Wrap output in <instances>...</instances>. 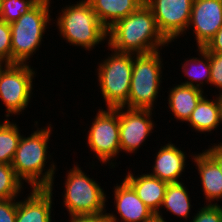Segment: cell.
Returning a JSON list of instances; mask_svg holds the SVG:
<instances>
[{"label": "cell", "mask_w": 222, "mask_h": 222, "mask_svg": "<svg viewBox=\"0 0 222 222\" xmlns=\"http://www.w3.org/2000/svg\"><path fill=\"white\" fill-rule=\"evenodd\" d=\"M108 46L117 52L147 54L168 44L151 9L144 3L107 30Z\"/></svg>", "instance_id": "obj_1"}, {"label": "cell", "mask_w": 222, "mask_h": 222, "mask_svg": "<svg viewBox=\"0 0 222 222\" xmlns=\"http://www.w3.org/2000/svg\"><path fill=\"white\" fill-rule=\"evenodd\" d=\"M47 128L37 130L27 138L21 136L11 163L16 176L21 181H28L33 188H52L53 185L54 164L42 175L51 134V128Z\"/></svg>", "instance_id": "obj_2"}, {"label": "cell", "mask_w": 222, "mask_h": 222, "mask_svg": "<svg viewBox=\"0 0 222 222\" xmlns=\"http://www.w3.org/2000/svg\"><path fill=\"white\" fill-rule=\"evenodd\" d=\"M63 10L57 25L62 37L74 46L89 50L108 36L107 29L98 20L88 0Z\"/></svg>", "instance_id": "obj_3"}, {"label": "cell", "mask_w": 222, "mask_h": 222, "mask_svg": "<svg viewBox=\"0 0 222 222\" xmlns=\"http://www.w3.org/2000/svg\"><path fill=\"white\" fill-rule=\"evenodd\" d=\"M49 0H40L17 21L10 24L12 64H24L41 44L50 21Z\"/></svg>", "instance_id": "obj_4"}, {"label": "cell", "mask_w": 222, "mask_h": 222, "mask_svg": "<svg viewBox=\"0 0 222 222\" xmlns=\"http://www.w3.org/2000/svg\"><path fill=\"white\" fill-rule=\"evenodd\" d=\"M159 51L136 54L128 101L122 106L129 109L153 110L152 105L158 94L161 77Z\"/></svg>", "instance_id": "obj_5"}, {"label": "cell", "mask_w": 222, "mask_h": 222, "mask_svg": "<svg viewBox=\"0 0 222 222\" xmlns=\"http://www.w3.org/2000/svg\"><path fill=\"white\" fill-rule=\"evenodd\" d=\"M100 64L98 80L108 108L122 107L129 98L133 53L117 52Z\"/></svg>", "instance_id": "obj_6"}, {"label": "cell", "mask_w": 222, "mask_h": 222, "mask_svg": "<svg viewBox=\"0 0 222 222\" xmlns=\"http://www.w3.org/2000/svg\"><path fill=\"white\" fill-rule=\"evenodd\" d=\"M64 205L70 215L104 214L105 194L103 189L78 166L67 174Z\"/></svg>", "instance_id": "obj_7"}, {"label": "cell", "mask_w": 222, "mask_h": 222, "mask_svg": "<svg viewBox=\"0 0 222 222\" xmlns=\"http://www.w3.org/2000/svg\"><path fill=\"white\" fill-rule=\"evenodd\" d=\"M0 66V98L9 117L27 107L32 91L33 69L27 64H5Z\"/></svg>", "instance_id": "obj_8"}, {"label": "cell", "mask_w": 222, "mask_h": 222, "mask_svg": "<svg viewBox=\"0 0 222 222\" xmlns=\"http://www.w3.org/2000/svg\"><path fill=\"white\" fill-rule=\"evenodd\" d=\"M107 110L98 111L88 135L89 146L103 163L121 151L119 107L107 108Z\"/></svg>", "instance_id": "obj_9"}, {"label": "cell", "mask_w": 222, "mask_h": 222, "mask_svg": "<svg viewBox=\"0 0 222 222\" xmlns=\"http://www.w3.org/2000/svg\"><path fill=\"white\" fill-rule=\"evenodd\" d=\"M193 0H147L157 26L163 36L171 42L183 34L190 21Z\"/></svg>", "instance_id": "obj_10"}, {"label": "cell", "mask_w": 222, "mask_h": 222, "mask_svg": "<svg viewBox=\"0 0 222 222\" xmlns=\"http://www.w3.org/2000/svg\"><path fill=\"white\" fill-rule=\"evenodd\" d=\"M119 107V137L121 150L133 152L138 149L153 130L151 110ZM122 111V112H121Z\"/></svg>", "instance_id": "obj_11"}, {"label": "cell", "mask_w": 222, "mask_h": 222, "mask_svg": "<svg viewBox=\"0 0 222 222\" xmlns=\"http://www.w3.org/2000/svg\"><path fill=\"white\" fill-rule=\"evenodd\" d=\"M189 25L194 26L198 48L205 47L222 27V0H193Z\"/></svg>", "instance_id": "obj_12"}, {"label": "cell", "mask_w": 222, "mask_h": 222, "mask_svg": "<svg viewBox=\"0 0 222 222\" xmlns=\"http://www.w3.org/2000/svg\"><path fill=\"white\" fill-rule=\"evenodd\" d=\"M116 210L125 222H149L156 214L137 196L134 189L124 180L114 190Z\"/></svg>", "instance_id": "obj_13"}, {"label": "cell", "mask_w": 222, "mask_h": 222, "mask_svg": "<svg viewBox=\"0 0 222 222\" xmlns=\"http://www.w3.org/2000/svg\"><path fill=\"white\" fill-rule=\"evenodd\" d=\"M52 188H33L31 195L17 202L16 222H51Z\"/></svg>", "instance_id": "obj_14"}, {"label": "cell", "mask_w": 222, "mask_h": 222, "mask_svg": "<svg viewBox=\"0 0 222 222\" xmlns=\"http://www.w3.org/2000/svg\"><path fill=\"white\" fill-rule=\"evenodd\" d=\"M124 180L134 189L144 204L156 214V217L162 218L159 209L168 183L149 174L134 177L130 172Z\"/></svg>", "instance_id": "obj_15"}, {"label": "cell", "mask_w": 222, "mask_h": 222, "mask_svg": "<svg viewBox=\"0 0 222 222\" xmlns=\"http://www.w3.org/2000/svg\"><path fill=\"white\" fill-rule=\"evenodd\" d=\"M185 158L184 152L168 143L159 150L153 167L154 172L149 175L167 183H178L185 167Z\"/></svg>", "instance_id": "obj_16"}, {"label": "cell", "mask_w": 222, "mask_h": 222, "mask_svg": "<svg viewBox=\"0 0 222 222\" xmlns=\"http://www.w3.org/2000/svg\"><path fill=\"white\" fill-rule=\"evenodd\" d=\"M98 20L108 30L116 22L136 11L143 0H88ZM109 19V20H108Z\"/></svg>", "instance_id": "obj_17"}, {"label": "cell", "mask_w": 222, "mask_h": 222, "mask_svg": "<svg viewBox=\"0 0 222 222\" xmlns=\"http://www.w3.org/2000/svg\"><path fill=\"white\" fill-rule=\"evenodd\" d=\"M206 200L222 198V173L217 162L206 152L194 156Z\"/></svg>", "instance_id": "obj_18"}, {"label": "cell", "mask_w": 222, "mask_h": 222, "mask_svg": "<svg viewBox=\"0 0 222 222\" xmlns=\"http://www.w3.org/2000/svg\"><path fill=\"white\" fill-rule=\"evenodd\" d=\"M200 88L177 85L171 89L169 94V106L174 116L182 121H188L198 102L203 97Z\"/></svg>", "instance_id": "obj_19"}, {"label": "cell", "mask_w": 222, "mask_h": 222, "mask_svg": "<svg viewBox=\"0 0 222 222\" xmlns=\"http://www.w3.org/2000/svg\"><path fill=\"white\" fill-rule=\"evenodd\" d=\"M204 97L200 99L187 122L197 131L210 132L222 121V105L220 96L216 102Z\"/></svg>", "instance_id": "obj_20"}, {"label": "cell", "mask_w": 222, "mask_h": 222, "mask_svg": "<svg viewBox=\"0 0 222 222\" xmlns=\"http://www.w3.org/2000/svg\"><path fill=\"white\" fill-rule=\"evenodd\" d=\"M178 216L187 218L190 212V198L182 182L168 183L162 205Z\"/></svg>", "instance_id": "obj_21"}, {"label": "cell", "mask_w": 222, "mask_h": 222, "mask_svg": "<svg viewBox=\"0 0 222 222\" xmlns=\"http://www.w3.org/2000/svg\"><path fill=\"white\" fill-rule=\"evenodd\" d=\"M21 135L16 124L7 119L0 124V164L11 165Z\"/></svg>", "instance_id": "obj_22"}, {"label": "cell", "mask_w": 222, "mask_h": 222, "mask_svg": "<svg viewBox=\"0 0 222 222\" xmlns=\"http://www.w3.org/2000/svg\"><path fill=\"white\" fill-rule=\"evenodd\" d=\"M199 53L203 56V59L206 60V62L197 58L190 59L191 66H193L192 63L195 64L194 65L195 67H192V70H191L188 67V65H190L189 60L188 61L186 60L187 63L183 64L182 68L185 74L190 78V81L183 83V85L200 88L201 87L200 84H203L202 80L204 79H206L205 81L206 83L208 82L210 83V77H211L210 52H208L205 48H199ZM192 81H195V82L200 81V83L195 85L194 82Z\"/></svg>", "instance_id": "obj_23"}, {"label": "cell", "mask_w": 222, "mask_h": 222, "mask_svg": "<svg viewBox=\"0 0 222 222\" xmlns=\"http://www.w3.org/2000/svg\"><path fill=\"white\" fill-rule=\"evenodd\" d=\"M21 183L12 165L0 164V200L15 198L22 187Z\"/></svg>", "instance_id": "obj_24"}, {"label": "cell", "mask_w": 222, "mask_h": 222, "mask_svg": "<svg viewBox=\"0 0 222 222\" xmlns=\"http://www.w3.org/2000/svg\"><path fill=\"white\" fill-rule=\"evenodd\" d=\"M40 0H3L0 19L11 24L33 8Z\"/></svg>", "instance_id": "obj_25"}, {"label": "cell", "mask_w": 222, "mask_h": 222, "mask_svg": "<svg viewBox=\"0 0 222 222\" xmlns=\"http://www.w3.org/2000/svg\"><path fill=\"white\" fill-rule=\"evenodd\" d=\"M12 64L11 27L0 19V63Z\"/></svg>", "instance_id": "obj_26"}, {"label": "cell", "mask_w": 222, "mask_h": 222, "mask_svg": "<svg viewBox=\"0 0 222 222\" xmlns=\"http://www.w3.org/2000/svg\"><path fill=\"white\" fill-rule=\"evenodd\" d=\"M191 222H222V207L216 203L207 204V206L200 209Z\"/></svg>", "instance_id": "obj_27"}, {"label": "cell", "mask_w": 222, "mask_h": 222, "mask_svg": "<svg viewBox=\"0 0 222 222\" xmlns=\"http://www.w3.org/2000/svg\"><path fill=\"white\" fill-rule=\"evenodd\" d=\"M210 68V84L222 89V53L210 52Z\"/></svg>", "instance_id": "obj_28"}, {"label": "cell", "mask_w": 222, "mask_h": 222, "mask_svg": "<svg viewBox=\"0 0 222 222\" xmlns=\"http://www.w3.org/2000/svg\"><path fill=\"white\" fill-rule=\"evenodd\" d=\"M12 199L0 200V222H16L17 202Z\"/></svg>", "instance_id": "obj_29"}, {"label": "cell", "mask_w": 222, "mask_h": 222, "mask_svg": "<svg viewBox=\"0 0 222 222\" xmlns=\"http://www.w3.org/2000/svg\"><path fill=\"white\" fill-rule=\"evenodd\" d=\"M203 48H205L208 52L222 53V27Z\"/></svg>", "instance_id": "obj_30"}, {"label": "cell", "mask_w": 222, "mask_h": 222, "mask_svg": "<svg viewBox=\"0 0 222 222\" xmlns=\"http://www.w3.org/2000/svg\"><path fill=\"white\" fill-rule=\"evenodd\" d=\"M71 222H101L106 214L72 215Z\"/></svg>", "instance_id": "obj_31"}, {"label": "cell", "mask_w": 222, "mask_h": 222, "mask_svg": "<svg viewBox=\"0 0 222 222\" xmlns=\"http://www.w3.org/2000/svg\"><path fill=\"white\" fill-rule=\"evenodd\" d=\"M206 152L217 162L222 173V143L212 146L209 150H206Z\"/></svg>", "instance_id": "obj_32"}, {"label": "cell", "mask_w": 222, "mask_h": 222, "mask_svg": "<svg viewBox=\"0 0 222 222\" xmlns=\"http://www.w3.org/2000/svg\"><path fill=\"white\" fill-rule=\"evenodd\" d=\"M101 222H118V220L114 215L106 213V217Z\"/></svg>", "instance_id": "obj_33"}, {"label": "cell", "mask_w": 222, "mask_h": 222, "mask_svg": "<svg viewBox=\"0 0 222 222\" xmlns=\"http://www.w3.org/2000/svg\"><path fill=\"white\" fill-rule=\"evenodd\" d=\"M149 222H166V221H164V219L163 218H158V217H154L151 221H149Z\"/></svg>", "instance_id": "obj_34"}, {"label": "cell", "mask_w": 222, "mask_h": 222, "mask_svg": "<svg viewBox=\"0 0 222 222\" xmlns=\"http://www.w3.org/2000/svg\"><path fill=\"white\" fill-rule=\"evenodd\" d=\"M219 96H220V101H221V105H222V94H220Z\"/></svg>", "instance_id": "obj_35"}, {"label": "cell", "mask_w": 222, "mask_h": 222, "mask_svg": "<svg viewBox=\"0 0 222 222\" xmlns=\"http://www.w3.org/2000/svg\"><path fill=\"white\" fill-rule=\"evenodd\" d=\"M2 2H3V0H0V9H1V6H2Z\"/></svg>", "instance_id": "obj_36"}]
</instances>
